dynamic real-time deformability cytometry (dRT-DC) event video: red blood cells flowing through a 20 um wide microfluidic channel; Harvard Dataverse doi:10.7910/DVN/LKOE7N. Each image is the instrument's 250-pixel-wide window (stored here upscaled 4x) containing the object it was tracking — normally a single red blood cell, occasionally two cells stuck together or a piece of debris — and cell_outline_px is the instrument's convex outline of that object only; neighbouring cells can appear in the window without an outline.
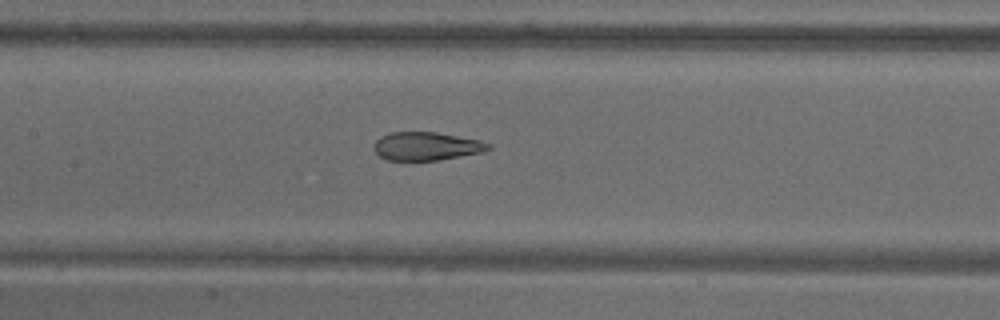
{"species": "common noctule bat (a hibernating species)", "species_latin": "Nyctalus noctula", "temperature_condition": "warm", "stored_images_in_passage": 7, "camera_frame_rate_fps": 3000, "um_per_image_px": 0.085, "animal": {"sex": "male", "body_mass_g": 18.8}, "frame": {"image": 1, "passage_image": 7, "time_ms": 7.667, "image_size_px": [1000, 320], "cell_outline_px": [[492, 148], [480, 152], [440, 160], [388, 160], [380, 156], [372, 148], [376, 140], [380, 136], [388, 132], [436, 132], [480, 140], [492, 144]], "centroid_in_image_um": [36.23, 12.42], "position_along_channel_um": 171.2, "area_um2": 18.9}}